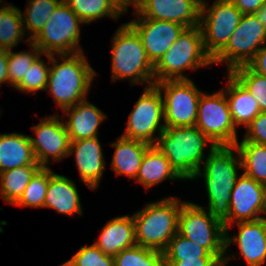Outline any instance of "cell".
<instances>
[{"instance_id":"cell-18","label":"cell","mask_w":266,"mask_h":266,"mask_svg":"<svg viewBox=\"0 0 266 266\" xmlns=\"http://www.w3.org/2000/svg\"><path fill=\"white\" fill-rule=\"evenodd\" d=\"M235 224L239 228L237 235L229 236L225 231V250L236 242L248 266H262L266 261V218Z\"/></svg>"},{"instance_id":"cell-15","label":"cell","mask_w":266,"mask_h":266,"mask_svg":"<svg viewBox=\"0 0 266 266\" xmlns=\"http://www.w3.org/2000/svg\"><path fill=\"white\" fill-rule=\"evenodd\" d=\"M32 129L37 137L29 136V139L36 162L41 167L48 168L50 156L55 161L69 156L71 141L58 114L43 118L36 126H32Z\"/></svg>"},{"instance_id":"cell-5","label":"cell","mask_w":266,"mask_h":266,"mask_svg":"<svg viewBox=\"0 0 266 266\" xmlns=\"http://www.w3.org/2000/svg\"><path fill=\"white\" fill-rule=\"evenodd\" d=\"M111 59L113 82L117 79H129L132 85H154V65L149 60L138 33L128 23L121 25L114 34Z\"/></svg>"},{"instance_id":"cell-34","label":"cell","mask_w":266,"mask_h":266,"mask_svg":"<svg viewBox=\"0 0 266 266\" xmlns=\"http://www.w3.org/2000/svg\"><path fill=\"white\" fill-rule=\"evenodd\" d=\"M51 169L42 167L31 179L20 199L14 204L21 207L44 208Z\"/></svg>"},{"instance_id":"cell-23","label":"cell","mask_w":266,"mask_h":266,"mask_svg":"<svg viewBox=\"0 0 266 266\" xmlns=\"http://www.w3.org/2000/svg\"><path fill=\"white\" fill-rule=\"evenodd\" d=\"M23 166H40L34 157L29 136L0 134V172Z\"/></svg>"},{"instance_id":"cell-20","label":"cell","mask_w":266,"mask_h":266,"mask_svg":"<svg viewBox=\"0 0 266 266\" xmlns=\"http://www.w3.org/2000/svg\"><path fill=\"white\" fill-rule=\"evenodd\" d=\"M63 114H69L66 126L70 141L98 137V126L106 115L86 99L73 107L67 108Z\"/></svg>"},{"instance_id":"cell-3","label":"cell","mask_w":266,"mask_h":266,"mask_svg":"<svg viewBox=\"0 0 266 266\" xmlns=\"http://www.w3.org/2000/svg\"><path fill=\"white\" fill-rule=\"evenodd\" d=\"M155 146L183 180H193L204 161V149L213 142L196 126H165Z\"/></svg>"},{"instance_id":"cell-9","label":"cell","mask_w":266,"mask_h":266,"mask_svg":"<svg viewBox=\"0 0 266 266\" xmlns=\"http://www.w3.org/2000/svg\"><path fill=\"white\" fill-rule=\"evenodd\" d=\"M195 126L215 146H233L238 142L236 126L223 90L201 94Z\"/></svg>"},{"instance_id":"cell-30","label":"cell","mask_w":266,"mask_h":266,"mask_svg":"<svg viewBox=\"0 0 266 266\" xmlns=\"http://www.w3.org/2000/svg\"><path fill=\"white\" fill-rule=\"evenodd\" d=\"M24 32L20 9L10 3L0 7V47L13 50L22 41Z\"/></svg>"},{"instance_id":"cell-19","label":"cell","mask_w":266,"mask_h":266,"mask_svg":"<svg viewBox=\"0 0 266 266\" xmlns=\"http://www.w3.org/2000/svg\"><path fill=\"white\" fill-rule=\"evenodd\" d=\"M75 154L81 181L94 190L105 170L104 155L98 137L71 141L69 155Z\"/></svg>"},{"instance_id":"cell-1","label":"cell","mask_w":266,"mask_h":266,"mask_svg":"<svg viewBox=\"0 0 266 266\" xmlns=\"http://www.w3.org/2000/svg\"><path fill=\"white\" fill-rule=\"evenodd\" d=\"M236 150V155L234 151ZM210 152L204 162L203 173L201 169L193 179L202 176L208 196V212L224 222L230 213V198L238 174L237 168H242L240 153L235 145H210ZM236 156V157H235Z\"/></svg>"},{"instance_id":"cell-35","label":"cell","mask_w":266,"mask_h":266,"mask_svg":"<svg viewBox=\"0 0 266 266\" xmlns=\"http://www.w3.org/2000/svg\"><path fill=\"white\" fill-rule=\"evenodd\" d=\"M32 52H12L8 50V83L14 88L21 82L31 65L43 54L42 51L32 42H28Z\"/></svg>"},{"instance_id":"cell-24","label":"cell","mask_w":266,"mask_h":266,"mask_svg":"<svg viewBox=\"0 0 266 266\" xmlns=\"http://www.w3.org/2000/svg\"><path fill=\"white\" fill-rule=\"evenodd\" d=\"M111 146L116 149L111 168L117 175H127L129 180L136 179L143 156L151 145L120 136Z\"/></svg>"},{"instance_id":"cell-22","label":"cell","mask_w":266,"mask_h":266,"mask_svg":"<svg viewBox=\"0 0 266 266\" xmlns=\"http://www.w3.org/2000/svg\"><path fill=\"white\" fill-rule=\"evenodd\" d=\"M44 207H50L65 215H82L79 194L75 183L64 175L51 170Z\"/></svg>"},{"instance_id":"cell-44","label":"cell","mask_w":266,"mask_h":266,"mask_svg":"<svg viewBox=\"0 0 266 266\" xmlns=\"http://www.w3.org/2000/svg\"><path fill=\"white\" fill-rule=\"evenodd\" d=\"M112 2L122 13H125L130 4L134 6V9H137L141 5L142 0H112Z\"/></svg>"},{"instance_id":"cell-32","label":"cell","mask_w":266,"mask_h":266,"mask_svg":"<svg viewBox=\"0 0 266 266\" xmlns=\"http://www.w3.org/2000/svg\"><path fill=\"white\" fill-rule=\"evenodd\" d=\"M114 266H167L163 252L140 245L127 248L114 256Z\"/></svg>"},{"instance_id":"cell-47","label":"cell","mask_w":266,"mask_h":266,"mask_svg":"<svg viewBox=\"0 0 266 266\" xmlns=\"http://www.w3.org/2000/svg\"><path fill=\"white\" fill-rule=\"evenodd\" d=\"M60 266H70L67 262L61 264Z\"/></svg>"},{"instance_id":"cell-36","label":"cell","mask_w":266,"mask_h":266,"mask_svg":"<svg viewBox=\"0 0 266 266\" xmlns=\"http://www.w3.org/2000/svg\"><path fill=\"white\" fill-rule=\"evenodd\" d=\"M165 260L182 258L215 257L207 249L177 233L163 251Z\"/></svg>"},{"instance_id":"cell-21","label":"cell","mask_w":266,"mask_h":266,"mask_svg":"<svg viewBox=\"0 0 266 266\" xmlns=\"http://www.w3.org/2000/svg\"><path fill=\"white\" fill-rule=\"evenodd\" d=\"M94 245L104 254L115 256L136 245L135 223L131 216L116 217L106 223Z\"/></svg>"},{"instance_id":"cell-27","label":"cell","mask_w":266,"mask_h":266,"mask_svg":"<svg viewBox=\"0 0 266 266\" xmlns=\"http://www.w3.org/2000/svg\"><path fill=\"white\" fill-rule=\"evenodd\" d=\"M41 166H23L0 172V196L8 204H15Z\"/></svg>"},{"instance_id":"cell-41","label":"cell","mask_w":266,"mask_h":266,"mask_svg":"<svg viewBox=\"0 0 266 266\" xmlns=\"http://www.w3.org/2000/svg\"><path fill=\"white\" fill-rule=\"evenodd\" d=\"M247 65L256 73L266 77V46H262Z\"/></svg>"},{"instance_id":"cell-33","label":"cell","mask_w":266,"mask_h":266,"mask_svg":"<svg viewBox=\"0 0 266 266\" xmlns=\"http://www.w3.org/2000/svg\"><path fill=\"white\" fill-rule=\"evenodd\" d=\"M257 101L261 112H266V77L248 65L235 67L229 72Z\"/></svg>"},{"instance_id":"cell-37","label":"cell","mask_w":266,"mask_h":266,"mask_svg":"<svg viewBox=\"0 0 266 266\" xmlns=\"http://www.w3.org/2000/svg\"><path fill=\"white\" fill-rule=\"evenodd\" d=\"M49 69L50 66H47L45 62L42 61L40 55L15 88L26 93H34L39 90L46 91Z\"/></svg>"},{"instance_id":"cell-43","label":"cell","mask_w":266,"mask_h":266,"mask_svg":"<svg viewBox=\"0 0 266 266\" xmlns=\"http://www.w3.org/2000/svg\"><path fill=\"white\" fill-rule=\"evenodd\" d=\"M8 83V50L0 47V85Z\"/></svg>"},{"instance_id":"cell-28","label":"cell","mask_w":266,"mask_h":266,"mask_svg":"<svg viewBox=\"0 0 266 266\" xmlns=\"http://www.w3.org/2000/svg\"><path fill=\"white\" fill-rule=\"evenodd\" d=\"M62 0H28L25 13L20 11L24 31L30 32L26 42L32 41L43 29L51 14ZM26 14V15H25ZM25 24V25H24Z\"/></svg>"},{"instance_id":"cell-7","label":"cell","mask_w":266,"mask_h":266,"mask_svg":"<svg viewBox=\"0 0 266 266\" xmlns=\"http://www.w3.org/2000/svg\"><path fill=\"white\" fill-rule=\"evenodd\" d=\"M178 233L207 249L226 266L225 227L221 220L195 203L184 202L178 217Z\"/></svg>"},{"instance_id":"cell-16","label":"cell","mask_w":266,"mask_h":266,"mask_svg":"<svg viewBox=\"0 0 266 266\" xmlns=\"http://www.w3.org/2000/svg\"><path fill=\"white\" fill-rule=\"evenodd\" d=\"M128 24L138 33L151 63L155 65L176 39L186 29L185 26L164 20L137 18Z\"/></svg>"},{"instance_id":"cell-26","label":"cell","mask_w":266,"mask_h":266,"mask_svg":"<svg viewBox=\"0 0 266 266\" xmlns=\"http://www.w3.org/2000/svg\"><path fill=\"white\" fill-rule=\"evenodd\" d=\"M166 179L183 180L172 168L166 156L155 145H151L143 156L136 182L148 189Z\"/></svg>"},{"instance_id":"cell-38","label":"cell","mask_w":266,"mask_h":266,"mask_svg":"<svg viewBox=\"0 0 266 266\" xmlns=\"http://www.w3.org/2000/svg\"><path fill=\"white\" fill-rule=\"evenodd\" d=\"M67 263L70 266H114V256L104 254L93 243L80 247Z\"/></svg>"},{"instance_id":"cell-10","label":"cell","mask_w":266,"mask_h":266,"mask_svg":"<svg viewBox=\"0 0 266 266\" xmlns=\"http://www.w3.org/2000/svg\"><path fill=\"white\" fill-rule=\"evenodd\" d=\"M207 5H201L199 26L204 49L213 59L226 46L243 14L230 0H215L209 9Z\"/></svg>"},{"instance_id":"cell-17","label":"cell","mask_w":266,"mask_h":266,"mask_svg":"<svg viewBox=\"0 0 266 266\" xmlns=\"http://www.w3.org/2000/svg\"><path fill=\"white\" fill-rule=\"evenodd\" d=\"M201 5L195 0H142L133 12L138 18L173 21L186 28L200 24Z\"/></svg>"},{"instance_id":"cell-8","label":"cell","mask_w":266,"mask_h":266,"mask_svg":"<svg viewBox=\"0 0 266 266\" xmlns=\"http://www.w3.org/2000/svg\"><path fill=\"white\" fill-rule=\"evenodd\" d=\"M81 23L83 24L82 20L62 0L32 42L42 51L43 55L82 52L79 45V24Z\"/></svg>"},{"instance_id":"cell-42","label":"cell","mask_w":266,"mask_h":266,"mask_svg":"<svg viewBox=\"0 0 266 266\" xmlns=\"http://www.w3.org/2000/svg\"><path fill=\"white\" fill-rule=\"evenodd\" d=\"M242 14H254L266 0H230Z\"/></svg>"},{"instance_id":"cell-39","label":"cell","mask_w":266,"mask_h":266,"mask_svg":"<svg viewBox=\"0 0 266 266\" xmlns=\"http://www.w3.org/2000/svg\"><path fill=\"white\" fill-rule=\"evenodd\" d=\"M241 142L266 145V112H260L247 126Z\"/></svg>"},{"instance_id":"cell-6","label":"cell","mask_w":266,"mask_h":266,"mask_svg":"<svg viewBox=\"0 0 266 266\" xmlns=\"http://www.w3.org/2000/svg\"><path fill=\"white\" fill-rule=\"evenodd\" d=\"M212 58L206 53L200 26L186 28L154 65L155 83L165 80L189 79L182 71L209 66Z\"/></svg>"},{"instance_id":"cell-2","label":"cell","mask_w":266,"mask_h":266,"mask_svg":"<svg viewBox=\"0 0 266 266\" xmlns=\"http://www.w3.org/2000/svg\"><path fill=\"white\" fill-rule=\"evenodd\" d=\"M59 56L63 61L57 63L55 55L46 54L53 65L49 69L46 91L52 93L53 99L64 111L87 99L96 72L88 63L83 51Z\"/></svg>"},{"instance_id":"cell-46","label":"cell","mask_w":266,"mask_h":266,"mask_svg":"<svg viewBox=\"0 0 266 266\" xmlns=\"http://www.w3.org/2000/svg\"><path fill=\"white\" fill-rule=\"evenodd\" d=\"M195 1L198 2L200 5H203L206 3V1H204V0H195Z\"/></svg>"},{"instance_id":"cell-31","label":"cell","mask_w":266,"mask_h":266,"mask_svg":"<svg viewBox=\"0 0 266 266\" xmlns=\"http://www.w3.org/2000/svg\"><path fill=\"white\" fill-rule=\"evenodd\" d=\"M72 11L85 24H90L94 20L108 16L118 19L122 12L112 2V0H64Z\"/></svg>"},{"instance_id":"cell-4","label":"cell","mask_w":266,"mask_h":266,"mask_svg":"<svg viewBox=\"0 0 266 266\" xmlns=\"http://www.w3.org/2000/svg\"><path fill=\"white\" fill-rule=\"evenodd\" d=\"M183 203L169 197L149 203L133 214L136 244L163 252L178 233V217Z\"/></svg>"},{"instance_id":"cell-29","label":"cell","mask_w":266,"mask_h":266,"mask_svg":"<svg viewBox=\"0 0 266 266\" xmlns=\"http://www.w3.org/2000/svg\"><path fill=\"white\" fill-rule=\"evenodd\" d=\"M244 174L256 182L266 184V145L251 142H237Z\"/></svg>"},{"instance_id":"cell-25","label":"cell","mask_w":266,"mask_h":266,"mask_svg":"<svg viewBox=\"0 0 266 266\" xmlns=\"http://www.w3.org/2000/svg\"><path fill=\"white\" fill-rule=\"evenodd\" d=\"M228 85L225 90L226 99L235 126H247L260 112L257 101L252 95L228 72Z\"/></svg>"},{"instance_id":"cell-11","label":"cell","mask_w":266,"mask_h":266,"mask_svg":"<svg viewBox=\"0 0 266 266\" xmlns=\"http://www.w3.org/2000/svg\"><path fill=\"white\" fill-rule=\"evenodd\" d=\"M164 90V124L170 127L195 126L201 92L191 79L165 80L154 83Z\"/></svg>"},{"instance_id":"cell-13","label":"cell","mask_w":266,"mask_h":266,"mask_svg":"<svg viewBox=\"0 0 266 266\" xmlns=\"http://www.w3.org/2000/svg\"><path fill=\"white\" fill-rule=\"evenodd\" d=\"M162 92L155 86L146 87L129 114L124 138L138 140L149 145H155L158 137L154 138L155 132L160 135L165 124H161L164 118Z\"/></svg>"},{"instance_id":"cell-14","label":"cell","mask_w":266,"mask_h":266,"mask_svg":"<svg viewBox=\"0 0 266 266\" xmlns=\"http://www.w3.org/2000/svg\"><path fill=\"white\" fill-rule=\"evenodd\" d=\"M229 208V217L223 222L225 231L236 222L263 218L261 214L266 213L265 185L242 173L231 191Z\"/></svg>"},{"instance_id":"cell-12","label":"cell","mask_w":266,"mask_h":266,"mask_svg":"<svg viewBox=\"0 0 266 266\" xmlns=\"http://www.w3.org/2000/svg\"><path fill=\"white\" fill-rule=\"evenodd\" d=\"M266 44V27L254 14H243L226 46L212 59V63L227 62L228 72L247 65Z\"/></svg>"},{"instance_id":"cell-45","label":"cell","mask_w":266,"mask_h":266,"mask_svg":"<svg viewBox=\"0 0 266 266\" xmlns=\"http://www.w3.org/2000/svg\"><path fill=\"white\" fill-rule=\"evenodd\" d=\"M255 17L258 19V21L266 27V1L262 5V7L254 13Z\"/></svg>"},{"instance_id":"cell-40","label":"cell","mask_w":266,"mask_h":266,"mask_svg":"<svg viewBox=\"0 0 266 266\" xmlns=\"http://www.w3.org/2000/svg\"><path fill=\"white\" fill-rule=\"evenodd\" d=\"M167 266H223L216 257L182 258V260H165Z\"/></svg>"}]
</instances>
